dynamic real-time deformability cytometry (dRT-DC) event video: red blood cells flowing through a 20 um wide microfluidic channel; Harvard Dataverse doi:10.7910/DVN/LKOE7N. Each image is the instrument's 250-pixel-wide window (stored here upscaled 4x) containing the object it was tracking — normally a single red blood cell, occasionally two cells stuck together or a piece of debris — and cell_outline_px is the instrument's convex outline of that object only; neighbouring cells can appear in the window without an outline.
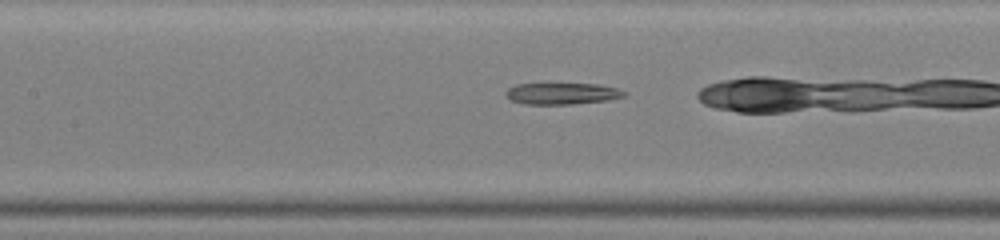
{"species": "common noctule bat (a hibernating species)", "species_latin": "Nyctalus noctula", "temperature_condition": "warm", "stored_images_in_passage": 35, "camera_frame_rate_fps": 3000, "um_per_image_px": 0.085, "animal": {"sex": "male", "body_mass_g": 19.0, "forearm_length_mm": 50.8}, "frame": {"image": 1, "passage_image": 20, "time_ms": 6.333, "image_size_px": [1000, 240], "cell_outline_px": [[628, 92], [624, 96], [608, 100], [572, 104], [524, 104], [508, 100], [504, 92], [508, 88], [516, 84], [596, 84], [616, 88]], "centroid_in_image_um": [47.72, 7.96], "position_along_channel_um": 159.7, "area_um2": 14.85}}